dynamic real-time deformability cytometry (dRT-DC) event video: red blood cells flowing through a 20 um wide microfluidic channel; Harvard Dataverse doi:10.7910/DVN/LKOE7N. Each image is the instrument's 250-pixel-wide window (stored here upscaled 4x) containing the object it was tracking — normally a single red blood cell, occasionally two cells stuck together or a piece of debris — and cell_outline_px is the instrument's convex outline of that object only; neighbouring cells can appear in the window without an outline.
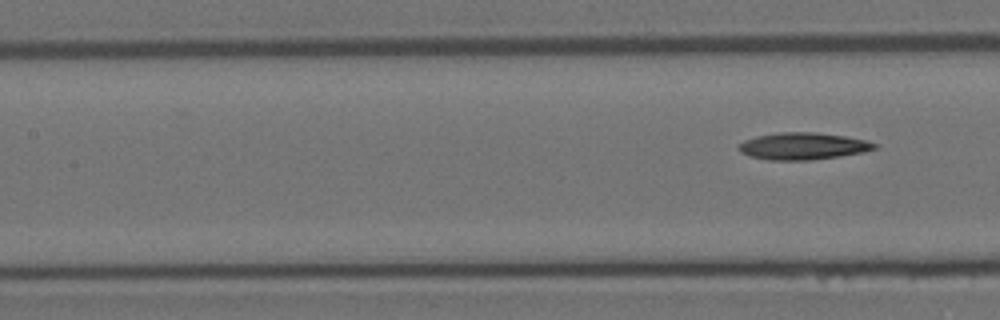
{"species": "Egyptian fruit bat (a non-hibernating species)", "species_latin": "Rousettus aegyptiacus", "temperature_condition": "room temperature", "stored_images_in_passage": 4, "segment_of_instrument_passage": [2, 2], "camera_frame_rate_fps": 3000, "um_per_image_px": 0.085, "animal": {"sex": "female"}, "frame": {"image": 1, "passage_image": 4, "time_ms": 1.0, "image_size_px": [1000, 320], "cell_outline_px": [[876, 148], [864, 152], [840, 156], [812, 160], [768, 160], [748, 156], [740, 152], [736, 148], [744, 140], [756, 136], [780, 132], [816, 132], [844, 136], [864, 140], [876, 144]], "centroid_in_image_um": [68.2, 12.42], "position_along_channel_um": 139.2, "area_um2": 21.39}}